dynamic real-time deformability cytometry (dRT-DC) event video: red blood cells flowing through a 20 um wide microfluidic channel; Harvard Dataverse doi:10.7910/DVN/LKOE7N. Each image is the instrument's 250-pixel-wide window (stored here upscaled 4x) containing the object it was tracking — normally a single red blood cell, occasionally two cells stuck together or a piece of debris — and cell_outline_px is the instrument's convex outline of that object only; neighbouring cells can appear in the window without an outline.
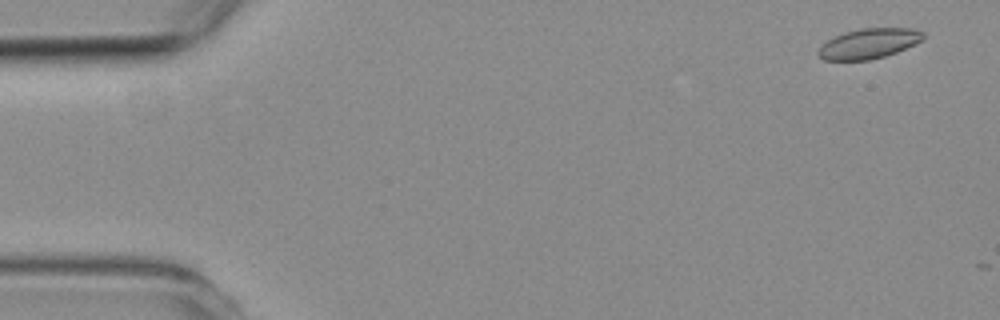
{"species": "common noctule bat (a hibernating species)", "species_latin": "Nyctalus noctula", "temperature_condition": "room temperature", "stored_images_in_passage": 3, "camera_frame_rate_fps": 3000, "um_per_image_px": 0.085, "animal": {"sex": "female", "body_mass_g": 19.3, "forearm_length_mm": 54.1}, "frame": {"image": 1, "passage_image": 1, "time_ms": 0.0, "image_size_px": [1000, 320], "cell_outline_px": [[924, 40], [896, 52], [884, 56], [868, 60], [824, 60], [816, 52], [828, 40], [844, 32], [860, 28], [912, 28], [924, 32]], "centroid_in_image_um": [73.88, 3.69], "position_along_channel_um": 11.1, "area_um2": 18.26}}